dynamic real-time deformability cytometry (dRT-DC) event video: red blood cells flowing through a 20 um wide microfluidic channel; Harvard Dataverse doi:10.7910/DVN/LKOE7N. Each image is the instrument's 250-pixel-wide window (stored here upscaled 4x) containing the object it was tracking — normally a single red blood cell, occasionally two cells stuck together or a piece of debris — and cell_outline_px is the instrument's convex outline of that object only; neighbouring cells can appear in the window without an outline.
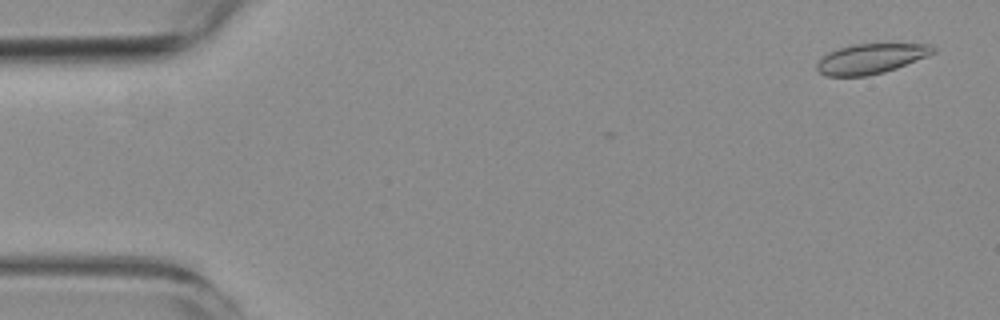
{"species": "common noctule bat (a hibernating species)", "species_latin": "Nyctalus noctula", "temperature_condition": "room temperature", "stored_images_in_passage": 4, "camera_frame_rate_fps": 3000, "um_per_image_px": 0.085, "animal": {"sex": "female", "body_mass_g": 19.3, "forearm_length_mm": 54.1}, "frame": {"image": 1, "passage_image": 1, "time_ms": 0.0, "image_size_px": [1000, 320], "cell_outline_px": [[936, 52], [928, 56], [896, 68], [884, 72], [868, 76], [824, 76], [816, 68], [816, 64], [828, 52], [840, 48], [856, 44], [928, 44], [936, 48]], "centroid_in_image_um": [74.03, 4.99], "position_along_channel_um": 11.0, "area_um2": 20.17}}